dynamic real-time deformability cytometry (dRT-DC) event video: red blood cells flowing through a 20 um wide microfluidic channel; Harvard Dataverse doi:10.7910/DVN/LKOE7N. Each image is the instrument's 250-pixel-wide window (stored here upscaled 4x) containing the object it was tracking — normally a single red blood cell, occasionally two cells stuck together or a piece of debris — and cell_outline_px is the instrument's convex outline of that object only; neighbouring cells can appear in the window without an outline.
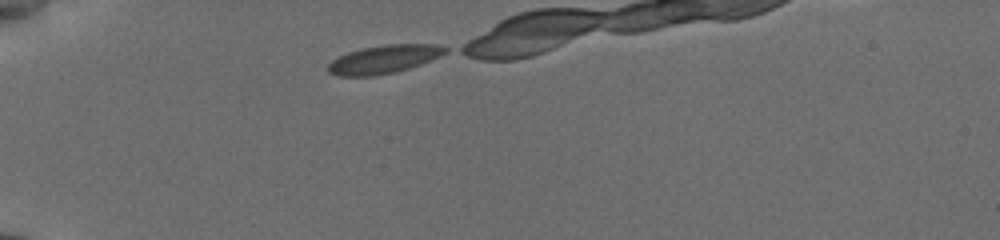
{"species": "common noctule bat (a hibernating species)", "species_latin": "Nyctalus noctula", "temperature_condition": "cold", "stored_images_in_passage": 17, "camera_frame_rate_fps": 3000, "um_per_image_px": 0.085, "animal": {"sex": "female", "body_mass_g": 19.5, "forearm_length_mm": 54.1}, "frame": {"image": 1, "passage_image": 1, "time_ms": 0.0, "image_size_px": [1000, 240], "cell_outline_px": [[448, 52], [440, 56], [420, 64], [396, 72], [376, 76], [336, 76], [328, 72], [328, 64], [332, 60], [348, 52], [360, 48], [384, 44], [436, 44], [448, 48]], "centroid_in_image_um": [32.62, 5.03], "position_along_channel_um": 52.4, "area_um2": 19.42}}
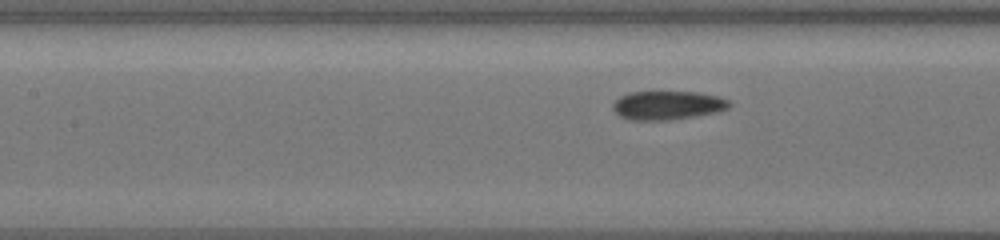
{"frame": {"image": 2, "passage_image": 11, "time_ms": 3.333, "image_size_px": [1000, 240], "cell_outline_px": [[732, 104], [728, 108], [720, 112], [696, 116], [668, 120], [632, 120], [620, 116], [612, 108], [612, 104], [620, 96], [628, 92], [696, 92], [720, 96], [728, 100]], "centroid_in_image_um": [56.77, 8.95], "position_along_channel_um": 150.6, "area_um2": 19.65}}
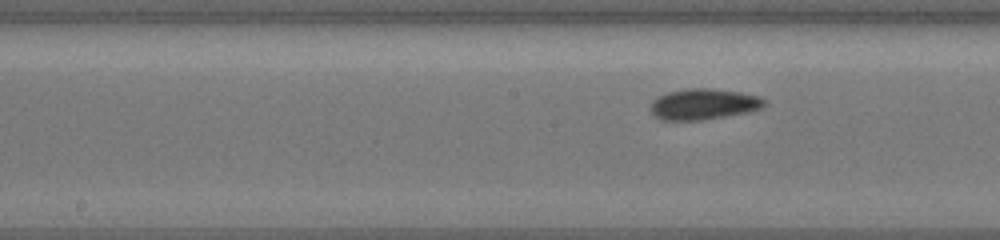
{"frame": {"image": 3, "passage_image": 14, "time_ms": 4.333, "image_size_px": [1000, 240], "cell_outline_px": [[768, 100], [764, 108], [748, 112], [700, 120], [660, 120], [648, 108], [652, 100], [656, 96], [668, 92], [688, 88], [712, 88], [740, 92], [760, 96]], "centroid_in_image_um": [59.81, 8.84], "position_along_channel_um": 188.4, "area_um2": 20.81}}